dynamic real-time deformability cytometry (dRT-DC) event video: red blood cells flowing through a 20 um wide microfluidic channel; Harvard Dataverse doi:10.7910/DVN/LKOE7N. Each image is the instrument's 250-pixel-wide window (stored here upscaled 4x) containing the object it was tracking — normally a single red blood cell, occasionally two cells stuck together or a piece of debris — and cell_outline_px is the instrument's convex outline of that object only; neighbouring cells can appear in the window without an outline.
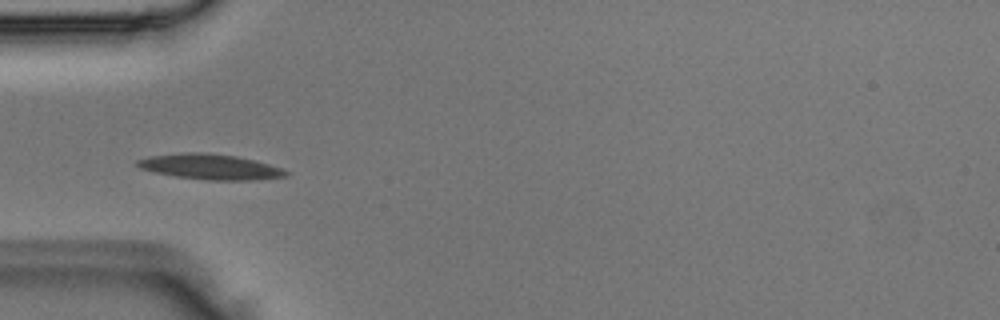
{"species": "Egyptian fruit bat (a non-hibernating species)", "species_latin": "Rousettus aegyptiacus", "temperature_condition": "room temperature", "stored_images_in_passage": 4, "camera_frame_rate_fps": 3000, "um_per_image_px": 0.085, "animal": {"sex": "male"}, "frame": {"image": 1, "passage_image": 4, "time_ms": 1.0, "image_size_px": [1000, 320], "cell_outline_px": [[292, 172], [288, 176], [252, 180], [208, 180], [176, 176], [156, 172], [140, 168], [136, 164], [136, 160], [148, 156], [180, 152], [208, 152], [236, 156], [284, 168]], "centroid_in_image_um": [17.89, 14.16], "position_along_channel_um": 67.1, "area_um2": 22.08}}